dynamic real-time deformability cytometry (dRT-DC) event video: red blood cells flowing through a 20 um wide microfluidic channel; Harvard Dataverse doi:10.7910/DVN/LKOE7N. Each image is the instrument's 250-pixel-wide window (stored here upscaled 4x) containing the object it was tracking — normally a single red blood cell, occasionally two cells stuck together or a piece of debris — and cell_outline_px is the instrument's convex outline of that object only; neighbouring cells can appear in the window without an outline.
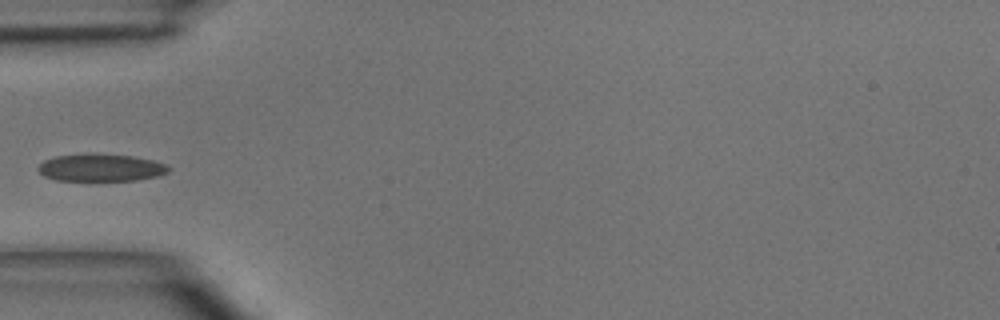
{"species": "common noctule bat (a hibernating species)", "species_latin": "Nyctalus noctula", "temperature_condition": "room temperature", "stored_images_in_passage": 7, "camera_frame_rate_fps": 3000, "um_per_image_px": 0.085, "animal": {"sex": "male", "body_mass_g": 15.6}, "frame": {"image": 1, "passage_image": 5, "time_ms": 4.667, "image_size_px": [1000, 320], "cell_outline_px": [[172, 168], [168, 172], [160, 176], [136, 180], [56, 180], [44, 176], [36, 168], [44, 160], [56, 156], [92, 152], [132, 156], [152, 160], [164, 164]], "centroid_in_image_um": [8.57, 14.23], "position_along_channel_um": 76.4, "area_um2": 21.04}}